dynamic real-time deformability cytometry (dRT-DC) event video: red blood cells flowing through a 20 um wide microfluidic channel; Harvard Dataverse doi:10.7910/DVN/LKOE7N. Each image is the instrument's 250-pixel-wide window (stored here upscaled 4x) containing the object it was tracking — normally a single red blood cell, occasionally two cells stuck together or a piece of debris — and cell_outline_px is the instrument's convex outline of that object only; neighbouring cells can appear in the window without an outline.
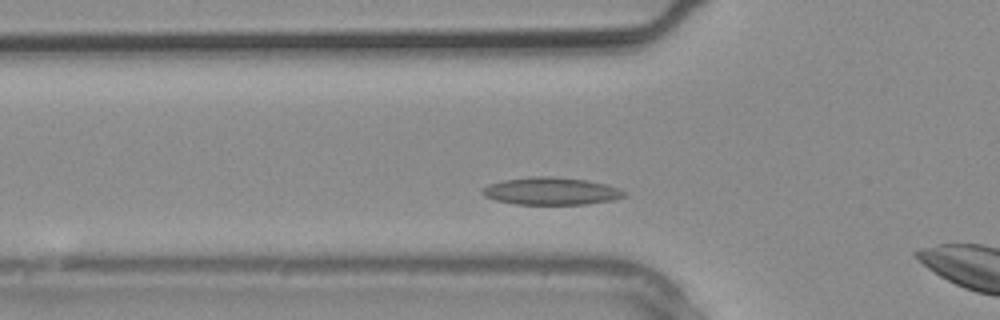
{"species": "common noctule bat (a hibernating species)", "species_latin": "Nyctalus noctula", "temperature_condition": "warm", "stored_images_in_passage": 3, "camera_frame_rate_fps": 3000, "um_per_image_px": 0.085, "animal": {"sex": "male", "body_mass_g": 20.4}, "frame": {"image": 1, "passage_image": 2, "time_ms": 0.333, "image_size_px": [1000, 320], "cell_outline_px": [[628, 192], [624, 196], [612, 200], [588, 204], [516, 204], [496, 200], [484, 196], [480, 192], [480, 188], [488, 184], [504, 180], [528, 176], [552, 176], [588, 180], [620, 188]], "centroid_in_image_um": [46.82, 16.23], "position_along_channel_um": 79.0, "area_um2": 22.89}}